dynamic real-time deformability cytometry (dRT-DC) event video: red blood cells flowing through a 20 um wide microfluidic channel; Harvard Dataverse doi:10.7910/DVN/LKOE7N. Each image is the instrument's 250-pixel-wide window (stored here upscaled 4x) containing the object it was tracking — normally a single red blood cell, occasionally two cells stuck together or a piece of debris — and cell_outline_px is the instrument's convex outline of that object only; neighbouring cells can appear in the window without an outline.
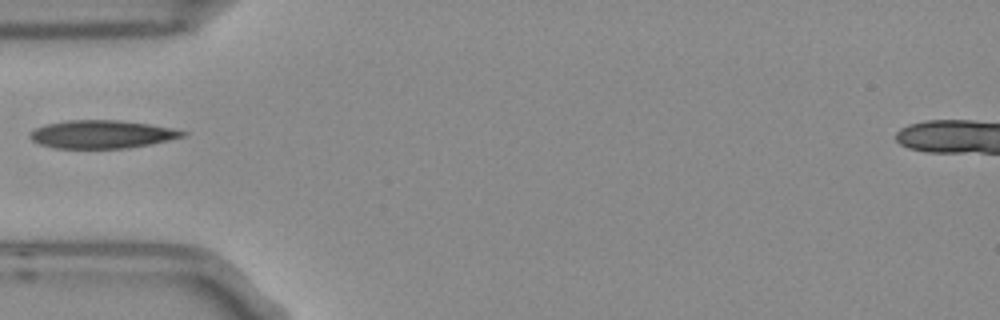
{"species": "Egyptian fruit bat (a non-hibernating species)", "species_latin": "Rousettus aegyptiacus", "temperature_condition": "room temperature", "stored_images_in_passage": 2, "camera_frame_rate_fps": 3000, "um_per_image_px": 0.085, "frame": {"image": 1, "passage_image": 1, "time_ms": 0.0, "image_size_px": [1000, 320], "cell_outline_px": [[188, 132], [184, 136], [148, 144], [124, 148], [56, 148], [40, 144], [32, 140], [28, 136], [36, 128], [48, 124], [68, 120], [120, 120], [148, 124], [172, 128]], "centroid_in_image_um": [8.64, 11.41], "position_along_channel_um": 76.4, "area_um2": 24.57}}
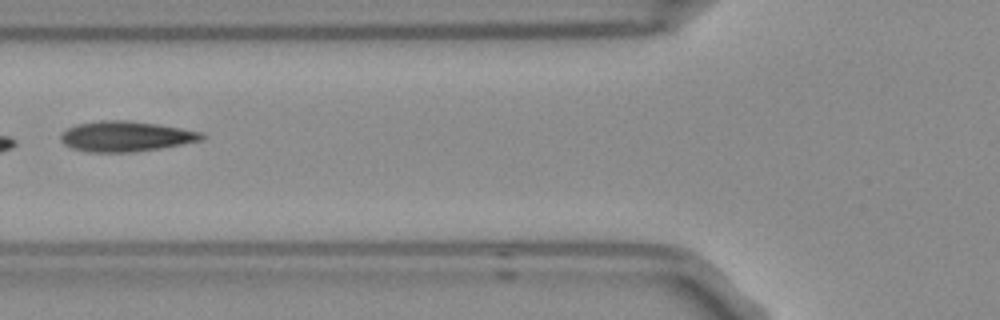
{"frame": {"image": 2, "passage_image": 2, "time_ms": 0.333, "image_size_px": [1000, 320], "cell_outline_px": [[204, 136], [200, 140], [160, 148], [132, 152], [88, 152], [72, 148], [64, 144], [60, 140], [60, 136], [68, 128], [76, 124], [100, 120], [128, 120], [156, 124], [180, 128], [200, 132]], "centroid_in_image_um": [10.63, 11.59], "position_along_channel_um": 115.2, "area_um2": 24.62}}